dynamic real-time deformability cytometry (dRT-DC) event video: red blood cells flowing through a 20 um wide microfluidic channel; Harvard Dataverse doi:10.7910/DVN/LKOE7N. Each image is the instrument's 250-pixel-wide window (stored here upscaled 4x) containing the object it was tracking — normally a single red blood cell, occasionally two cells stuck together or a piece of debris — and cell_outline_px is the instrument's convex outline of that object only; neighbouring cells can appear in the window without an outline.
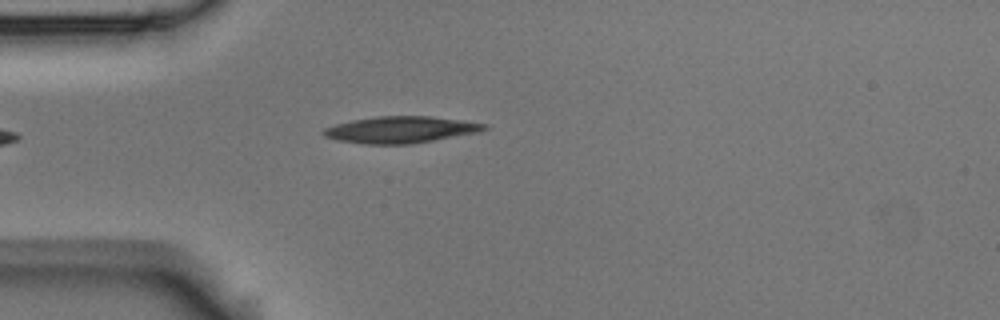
{"species": "Egyptian fruit bat (a non-hibernating species)", "species_latin": "Rousettus aegyptiacus", "temperature_condition": "room temperature", "stored_images_in_passage": 3, "camera_frame_rate_fps": 3000, "um_per_image_px": 0.085, "animal": {"sex": "male"}, "frame": {"image": 1, "passage_image": 3, "time_ms": 0.667, "image_size_px": [1000, 320], "cell_outline_px": [[488, 128], [480, 132], [408, 144], [364, 144], [336, 140], [324, 136], [320, 132], [324, 128], [336, 124], [352, 120], [376, 116], [432, 116], [464, 120], [488, 124]], "centroid_in_image_um": [34.05, 11.01], "position_along_channel_um": 50.9, "area_um2": 25.03}}